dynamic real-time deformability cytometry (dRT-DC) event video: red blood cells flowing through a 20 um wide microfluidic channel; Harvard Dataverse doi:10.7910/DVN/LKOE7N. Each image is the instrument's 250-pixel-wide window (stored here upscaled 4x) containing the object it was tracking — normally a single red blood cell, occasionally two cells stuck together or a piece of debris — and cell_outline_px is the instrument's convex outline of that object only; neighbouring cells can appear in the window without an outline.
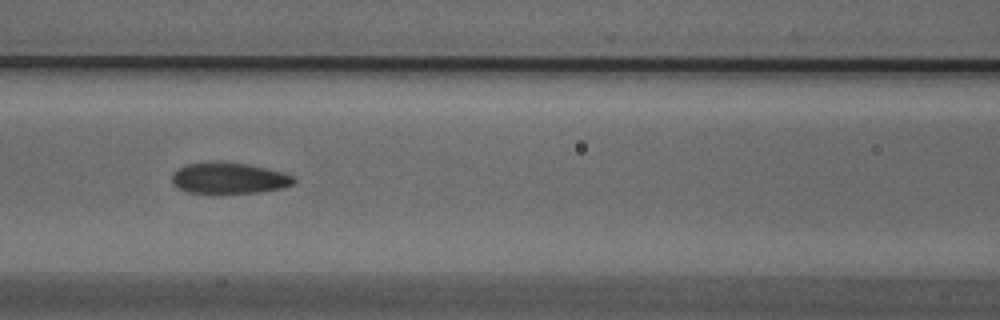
{"species": "Egyptian fruit bat (a non-hibernating species)", "species_latin": "Rousettus aegyptiacus", "temperature_condition": "cold", "stored_images_in_passage": 45, "camera_frame_rate_fps": 3000, "um_per_image_px": 0.085, "animal": {"sex": "male"}, "frame": {"image": 1, "passage_image": 18, "time_ms": 5.667, "image_size_px": [1000, 320], "cell_outline_px": [[296, 180], [292, 184], [280, 188], [260, 192], [216, 196], [208, 196], [188, 192], [176, 188], [172, 184], [172, 172], [176, 168], [184, 164], [212, 160], [216, 160], [248, 164], [268, 168], [284, 172], [292, 176]], "centroid_in_image_um": [19.36, 15.16], "position_along_channel_um": 147.2, "area_um2": 23.52}}
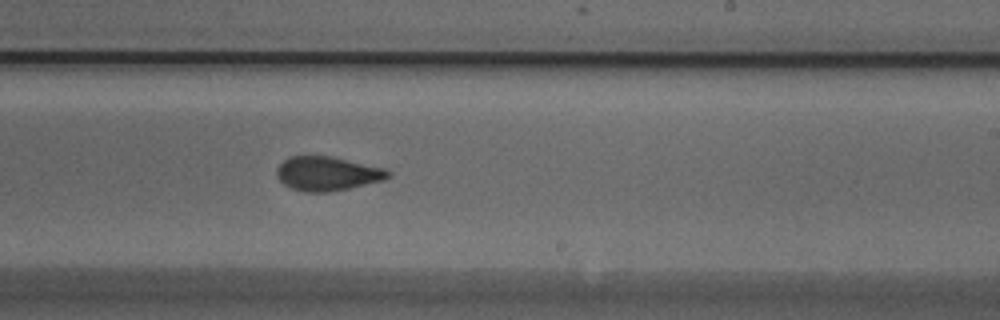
{"frame": {"image": 2, "passage_image": 27, "time_ms": 8.667, "image_size_px": [1000, 320], "cell_outline_px": [[392, 176], [384, 180], [348, 188], [328, 192], [304, 192], [292, 188], [284, 184], [280, 180], [276, 172], [276, 168], [288, 156], [328, 156], [384, 168], [392, 172]], "centroid_in_image_um": [27.82, 14.76], "position_along_channel_um": 261.2, "area_um2": 21.96}}
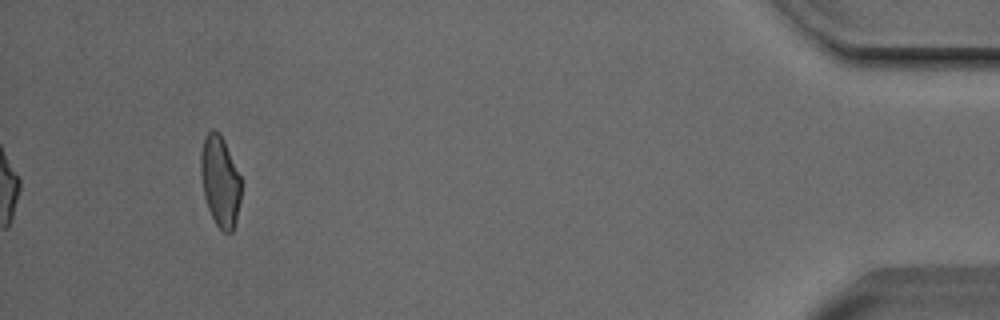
{"frame": {"image": 3, "passage_image": 45, "time_ms": 14.667, "image_size_px": [1000, 320], "cell_outline_px": [[240, 200], [236, 220], [232, 232], [224, 232], [216, 224], [208, 208], [204, 196], [200, 172], [200, 152], [204, 136], [212, 128], [216, 128], [220, 132], [224, 140], [240, 176]], "centroid_in_image_um": [18.68, 15.35], "position_along_channel_um": 416.5, "area_um2": 21.39}, "authors_computed_cell_mechanics": {"area_um2": 22.4842, "velocity_mm_per_s": 3.8092, "shape_relaxation_time_tau1_ms": 8.2425, "shape_relaxation_time_tau2_ms": 1.3161, "deformation_change_tau1": 0.198, "deformation_change_tau2": 0.072}}